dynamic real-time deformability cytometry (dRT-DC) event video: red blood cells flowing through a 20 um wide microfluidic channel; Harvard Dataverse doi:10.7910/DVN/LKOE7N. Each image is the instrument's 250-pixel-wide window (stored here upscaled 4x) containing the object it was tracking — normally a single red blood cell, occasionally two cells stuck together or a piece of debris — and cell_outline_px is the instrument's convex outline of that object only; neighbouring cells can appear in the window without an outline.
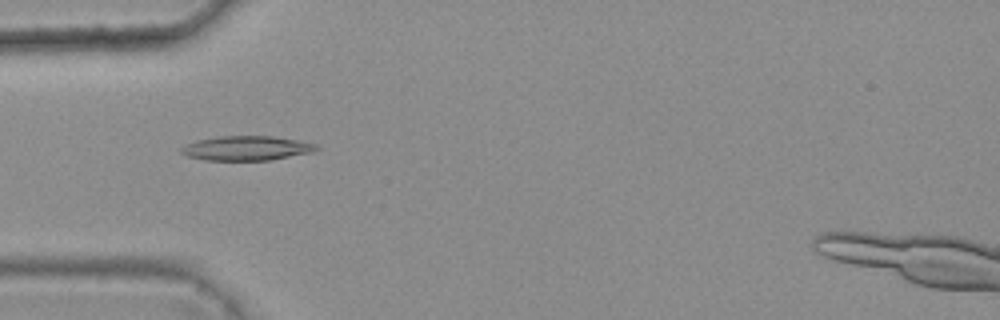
{"species": "common noctule bat (a hibernating species)", "species_latin": "Nyctalus noctula", "temperature_condition": "warm", "stored_images_in_passage": 4, "camera_frame_rate_fps": 3000, "um_per_image_px": 0.085, "animal": {"sex": "female", "body_mass_g": 25.1}, "frame": {"image": 1, "passage_image": 1, "time_ms": 0.0, "image_size_px": [1000, 320], "cell_outline_px": [[320, 148], [312, 152], [272, 160], [204, 160], [188, 156], [180, 152], [180, 148], [196, 140], [220, 136], [272, 136], [296, 140], [316, 144]], "centroid_in_image_um": [20.96, 12.6], "position_along_channel_um": 64.0, "area_um2": 19.19}}
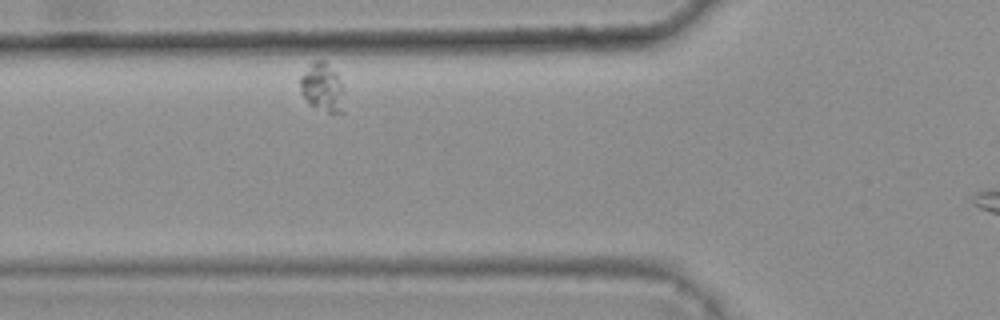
{"frame": {"image": 2, "passage_image": 3, "time_ms": 0.667, "image_size_px": [1000, 320], "cell_outline_px": [[344, 112], [328, 112], [308, 104], [300, 92], [300, 76], [316, 60], [324, 60], [336, 72], [344, 88]], "centroid_in_image_um": [27.42, 7.45], "position_along_channel_um": 98.4, "area_um2": 12.54}}